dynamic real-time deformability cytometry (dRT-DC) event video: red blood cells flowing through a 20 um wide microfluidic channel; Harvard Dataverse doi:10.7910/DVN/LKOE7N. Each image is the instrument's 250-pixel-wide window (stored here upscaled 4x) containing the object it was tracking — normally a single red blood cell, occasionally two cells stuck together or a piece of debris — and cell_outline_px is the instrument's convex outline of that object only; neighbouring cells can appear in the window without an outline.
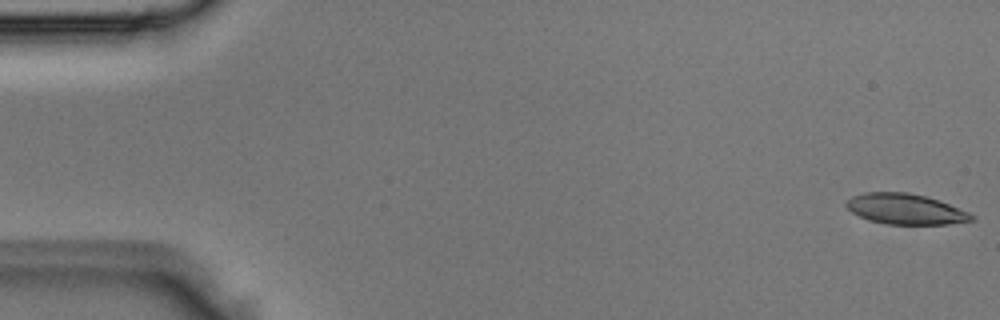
{"species": "Egyptian fruit bat (a non-hibernating species)", "species_latin": "Rousettus aegyptiacus", "temperature_condition": "room temperature", "stored_images_in_passage": 5, "camera_frame_rate_fps": 3000, "um_per_image_px": 0.085, "animal": {"sex": "male"}, "frame": {"image": 1, "passage_image": 1, "time_ms": 0.0, "image_size_px": [1000, 320], "cell_outline_px": [[976, 220], [948, 224], [888, 224], [868, 220], [852, 212], [844, 204], [852, 196], [864, 192], [908, 192], [940, 200], [968, 212], [976, 216]], "centroid_in_image_um": [76.98, 17.77], "position_along_channel_um": 8.0, "area_um2": 22.31}}
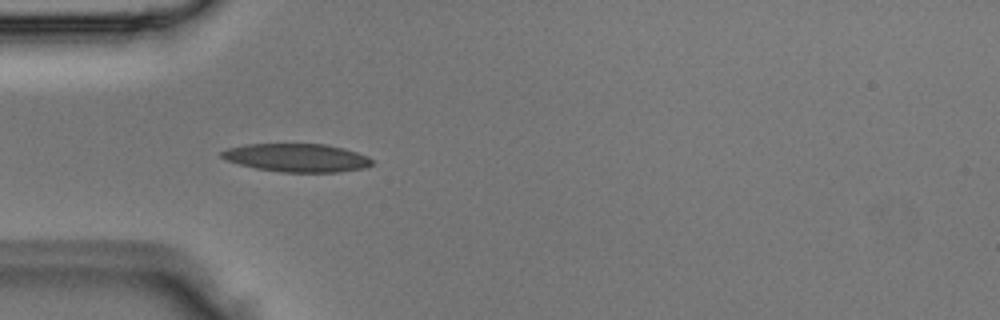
{"frame": {"image": 2, "passage_image": 4, "time_ms": 1.0, "image_size_px": [1000, 320], "cell_outline_px": [[372, 164], [364, 168], [340, 172], [280, 172], [256, 168], [240, 164], [228, 160], [220, 156], [220, 152], [228, 148], [244, 144], [324, 144], [344, 148], [368, 156], [372, 160]], "centroid_in_image_um": [25.24, 13.41], "position_along_channel_um": 59.8, "area_um2": 24.68}}